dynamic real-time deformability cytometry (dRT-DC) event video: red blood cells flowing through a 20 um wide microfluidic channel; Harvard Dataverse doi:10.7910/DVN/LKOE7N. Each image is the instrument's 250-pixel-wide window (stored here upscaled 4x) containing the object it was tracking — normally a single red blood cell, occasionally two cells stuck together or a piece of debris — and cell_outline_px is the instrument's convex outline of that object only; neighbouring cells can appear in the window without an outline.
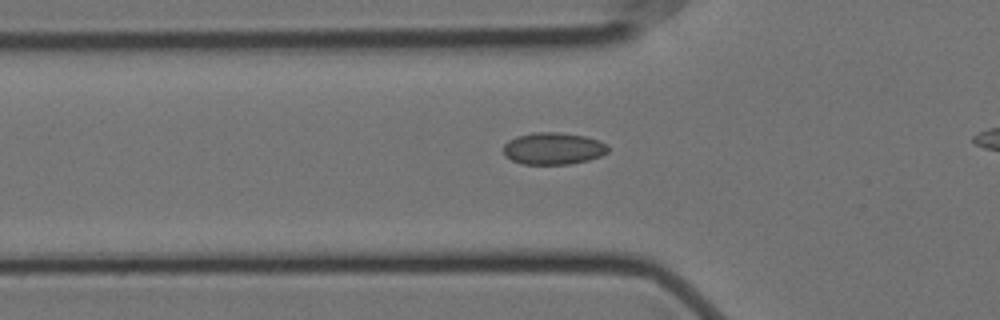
{"species": "Egyptian fruit bat (a non-hibernating species)", "species_latin": "Rousettus aegyptiacus", "temperature_condition": "cold", "stored_images_in_passage": 50, "camera_frame_rate_fps": 3000, "um_per_image_px": 0.085, "animal": {"sex": "female"}, "frame": {"image": 1, "passage_image": 19, "time_ms": 6.0, "image_size_px": [1000, 320], "cell_outline_px": [[608, 152], [600, 156], [588, 160], [568, 164], [524, 164], [512, 160], [504, 152], [504, 144], [508, 140], [516, 136], [532, 132], [560, 132], [584, 136], [600, 140], [608, 144]], "centroid_in_image_um": [47.05, 12.61], "position_along_channel_um": 78.8, "area_um2": 19.54}}
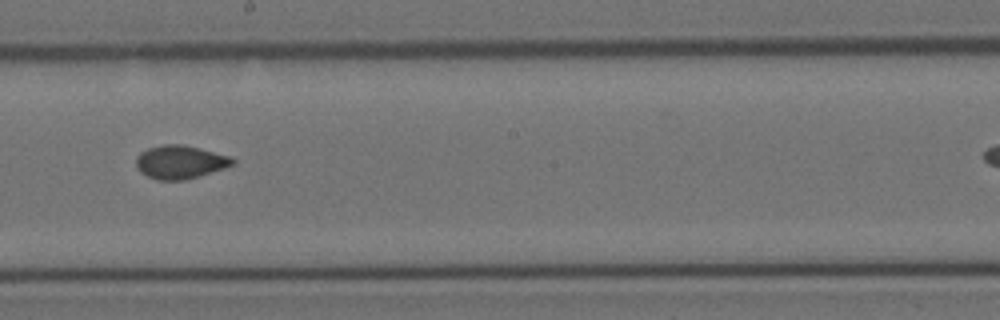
{"frame": {"image": 2, "passage_image": 32, "time_ms": 10.333, "image_size_px": [1000, 320], "cell_outline_px": [[236, 160], [232, 164], [224, 168], [184, 180], [156, 180], [140, 172], [136, 164], [136, 156], [140, 152], [148, 148], [164, 144], [180, 144], [228, 156]], "centroid_in_image_um": [15.25, 13.78], "position_along_channel_um": 233.0, "area_um2": 18.38}}
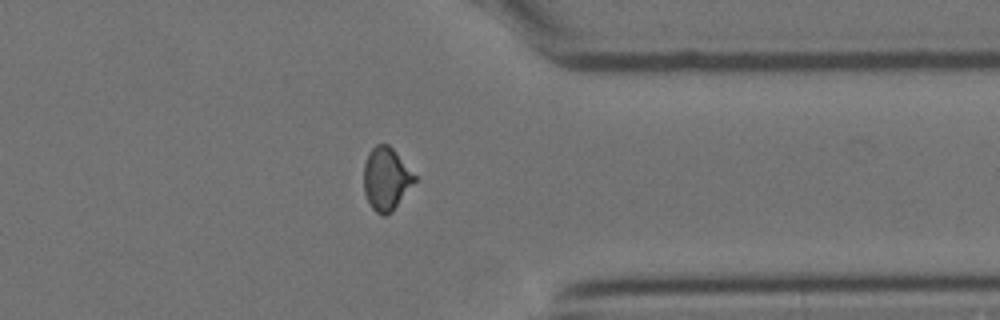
{"frame": {"image": 3, "passage_image": 45, "time_ms": 14.667, "image_size_px": [1000, 320], "cell_outline_px": [[416, 180], [392, 212], [384, 216], [380, 216], [372, 208], [364, 192], [364, 164], [368, 152], [376, 144], [388, 144], [396, 152], [416, 176]], "centroid_in_image_um": [32.81, 15.2], "position_along_channel_um": 378.6, "area_um2": 18.55}, "authors_computed_cell_mechanics": {"area_um2": 18.6694, "velocity_mm_per_s": 3.5383, "shape_relaxation_time_tau1_ms": null, "shape_relaxation_time_tau2_ms": 3.5791, "deformation_change_tau1": null, "deformation_change_tau2": 0.0486}}